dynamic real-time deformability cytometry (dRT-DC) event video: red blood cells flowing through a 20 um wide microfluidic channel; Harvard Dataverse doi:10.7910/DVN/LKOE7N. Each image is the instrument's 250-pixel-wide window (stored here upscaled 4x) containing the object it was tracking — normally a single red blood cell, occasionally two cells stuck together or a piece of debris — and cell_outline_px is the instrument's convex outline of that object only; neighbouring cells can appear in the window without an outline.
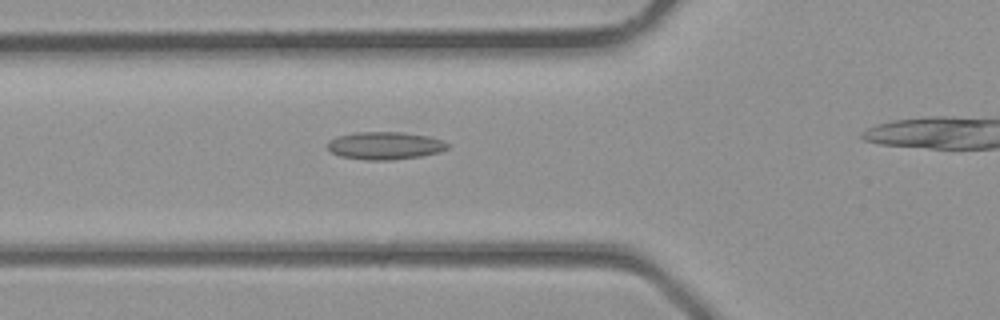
{"species": "common noctule bat (a hibernating species)", "species_latin": "Nyctalus noctula", "temperature_condition": "room temperature", "stored_images_in_passage": 14, "camera_frame_rate_fps": 3000, "um_per_image_px": 0.085, "animal": {"sex": "male", "body_mass_g": 23.1, "forearm_length_mm": 52.7}, "frame": {"image": 1, "passage_image": 4, "time_ms": 1.0, "image_size_px": [1000, 320], "cell_outline_px": [[448, 148], [440, 152], [420, 156], [392, 160], [364, 160], [340, 156], [332, 152], [328, 148], [328, 140], [336, 136], [356, 132], [404, 132], [428, 136], [440, 140], [448, 144]], "centroid_in_image_um": [32.69, 12.38], "position_along_channel_um": 93.1, "area_um2": 19.36}}
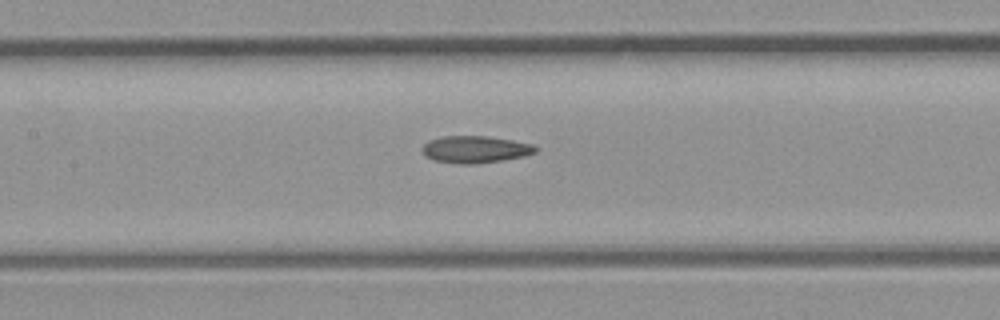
{"frame": {"image": 2, "passage_image": 8, "time_ms": 2.333, "image_size_px": [1000, 320], "cell_outline_px": [[540, 148], [536, 152], [524, 156], [500, 160], [472, 164], [460, 164], [436, 160], [424, 156], [420, 148], [424, 144], [432, 140], [444, 136], [488, 136], [512, 140], [532, 144]], "centroid_in_image_um": [40.4, 12.69], "position_along_channel_um": 167.0, "area_um2": 17.74}}
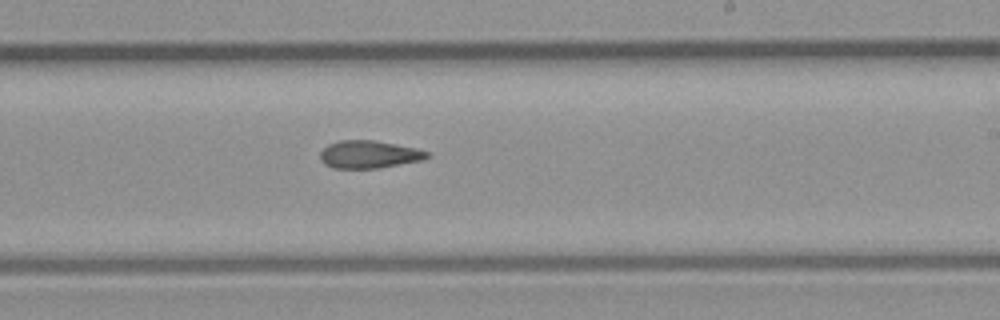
{"frame": {"image": 3, "passage_image": 13, "time_ms": 4.0, "image_size_px": [1000, 320], "cell_outline_px": [[432, 156], [424, 160], [376, 168], [332, 168], [324, 164], [320, 160], [320, 152], [328, 144], [340, 140], [372, 140], [416, 148], [428, 152]], "centroid_in_image_um": [31.36, 13.13], "position_along_channel_um": 257.6, "area_um2": 17.22}}